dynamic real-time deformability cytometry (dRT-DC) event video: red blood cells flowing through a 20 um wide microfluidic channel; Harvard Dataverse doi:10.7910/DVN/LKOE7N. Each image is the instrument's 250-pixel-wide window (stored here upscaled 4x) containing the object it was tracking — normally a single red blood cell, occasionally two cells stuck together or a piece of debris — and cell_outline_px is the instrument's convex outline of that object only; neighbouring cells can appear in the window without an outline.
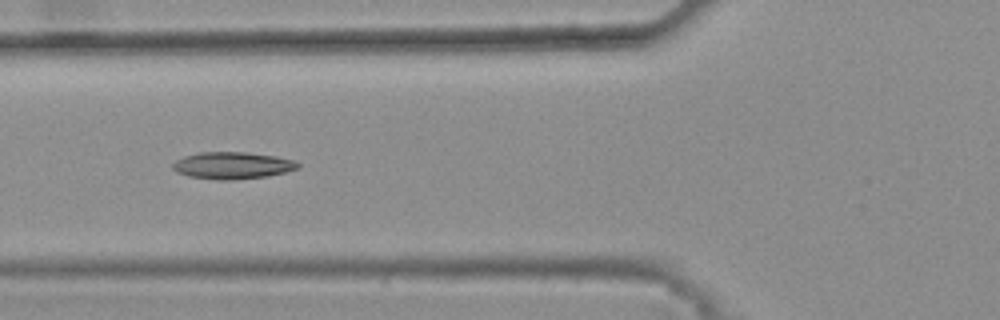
{"species": "common noctule bat (a hibernating species)", "species_latin": "Nyctalus noctula", "temperature_condition": "warm", "stored_images_in_passage": 8, "camera_frame_rate_fps": 3000, "um_per_image_px": 0.085, "animal": {"sex": "female", "body_mass_g": 25.1}, "frame": {"image": 1, "passage_image": 6, "time_ms": 1.667, "image_size_px": [1000, 320], "cell_outline_px": [[300, 168], [268, 176], [236, 180], [216, 180], [188, 176], [176, 172], [172, 168], [172, 164], [176, 160], [184, 156], [200, 152], [244, 152], [276, 156], [292, 160], [300, 164]], "centroid_in_image_um": [19.74, 14.07], "position_along_channel_um": 106.1, "area_um2": 19.77}}